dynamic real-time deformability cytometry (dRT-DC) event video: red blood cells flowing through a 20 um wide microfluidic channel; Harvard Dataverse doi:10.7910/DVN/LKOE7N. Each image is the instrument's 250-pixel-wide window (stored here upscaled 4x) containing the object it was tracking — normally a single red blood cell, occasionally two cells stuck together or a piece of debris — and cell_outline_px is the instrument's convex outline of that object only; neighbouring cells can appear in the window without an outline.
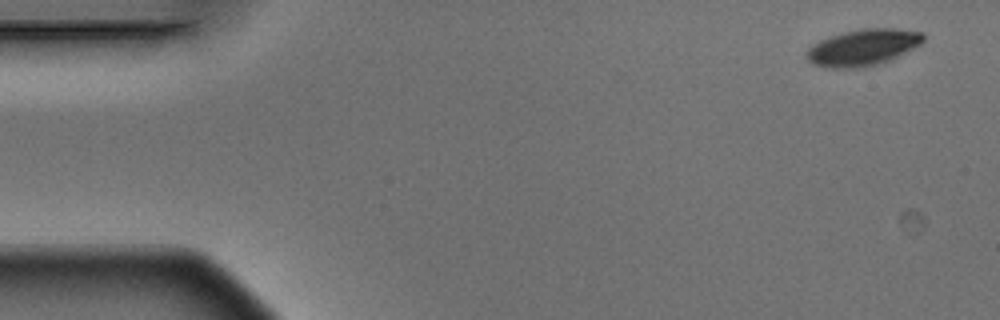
{"species": "Egyptian fruit bat (a non-hibernating species)", "species_latin": "Rousettus aegyptiacus", "temperature_condition": "warm", "stored_images_in_passage": 7, "camera_frame_rate_fps": 3000, "um_per_image_px": 0.085, "animal": {"sex": "male"}, "frame": {"image": 1, "passage_image": 1, "time_ms": 0.0, "image_size_px": [1000, 320], "cell_outline_px": [[924, 40], [920, 44], [888, 60], [876, 64], [860, 68], [828, 68], [812, 64], [804, 56], [804, 52], [812, 44], [828, 36], [844, 32], [864, 28], [896, 28], [924, 32]], "centroid_in_image_um": [73.29, 4.02], "position_along_channel_um": 11.7, "area_um2": 24.85}}
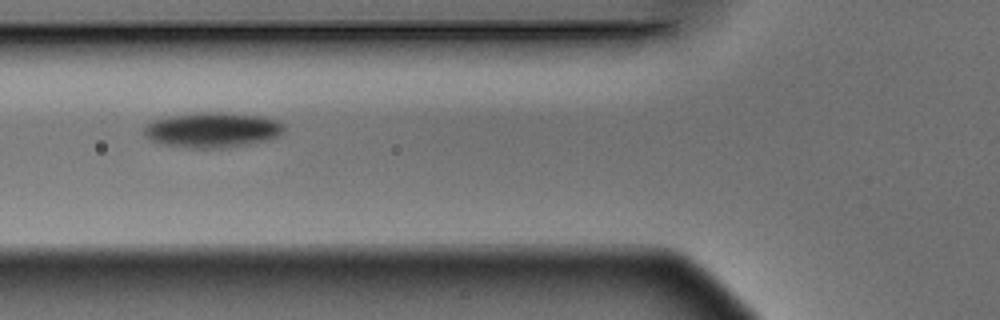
{"frame": {"image": 2, "passage_image": 6, "time_ms": 1.667, "image_size_px": [1000, 320], "cell_outline_px": [[284, 132], [280, 136], [248, 144], [224, 148], [188, 148], [164, 144], [152, 140], [144, 136], [144, 128], [152, 120], [168, 116], [204, 112], [224, 112], [264, 116], [276, 120], [284, 124]], "centroid_in_image_um": [18.08, 11.04], "position_along_channel_um": 107.7, "area_um2": 28.78}}
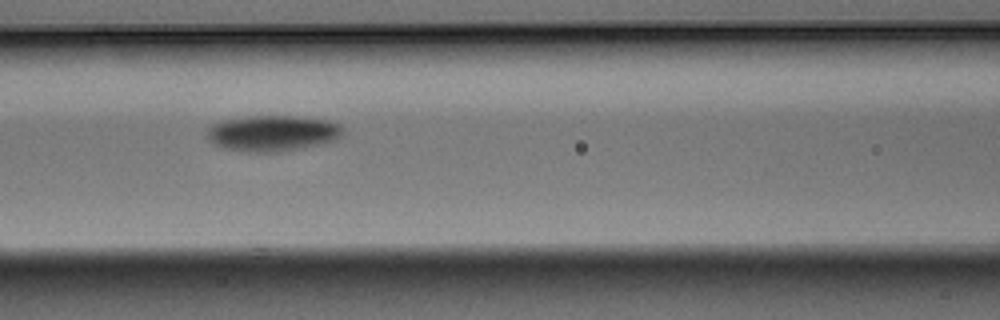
{"frame": {"image": 3, "passage_image": 7, "time_ms": 2.0, "image_size_px": [1000, 320], "cell_outline_px": [[340, 136], [336, 140], [320, 144], [300, 148], [276, 152], [248, 152], [224, 148], [208, 140], [208, 128], [212, 124], [220, 120], [244, 116], [296, 116], [328, 120], [336, 124], [340, 128]], "centroid_in_image_um": [23.1, 11.31], "position_along_channel_um": 143.5, "area_um2": 28.21}}